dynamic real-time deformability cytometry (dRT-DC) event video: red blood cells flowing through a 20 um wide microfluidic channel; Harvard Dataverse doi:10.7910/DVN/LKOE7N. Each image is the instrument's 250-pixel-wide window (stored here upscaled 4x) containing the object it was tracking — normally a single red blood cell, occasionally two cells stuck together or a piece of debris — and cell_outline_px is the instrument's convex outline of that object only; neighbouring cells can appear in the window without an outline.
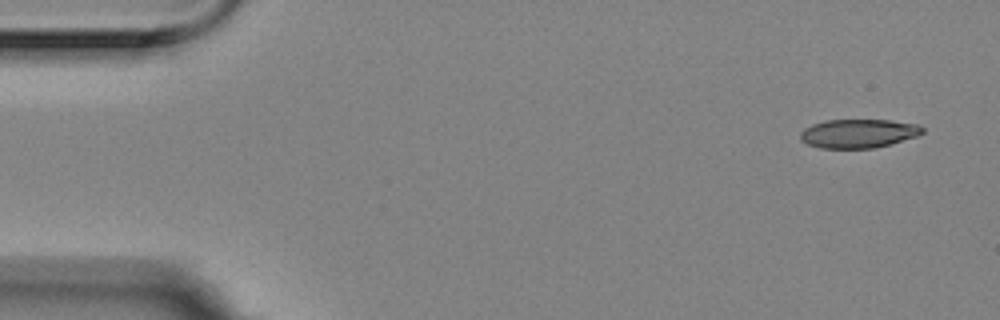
{"species": "Egyptian fruit bat (a non-hibernating species)", "species_latin": "Rousettus aegyptiacus", "temperature_condition": "room temperature", "stored_images_in_passage": 7, "camera_frame_rate_fps": 3000, "um_per_image_px": 0.085, "animal": {"sex": "female"}, "frame": {"image": 1, "passage_image": 1, "time_ms": 0.0, "image_size_px": [1000, 320], "cell_outline_px": [[924, 132], [916, 136], [888, 144], [872, 148], [820, 148], [808, 144], [800, 140], [800, 132], [804, 128], [812, 124], [824, 120], [888, 120], [916, 124], [924, 128]], "centroid_in_image_um": [72.91, 11.34], "position_along_channel_um": 12.1, "area_um2": 20.35}}
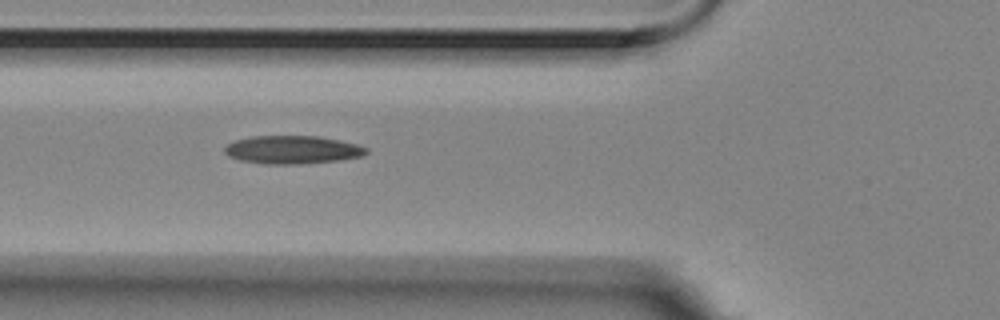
{"frame": {"image": 2, "passage_image": 6, "time_ms": 1.667, "image_size_px": [1000, 320], "cell_outline_px": [[368, 152], [360, 156], [336, 160], [300, 164], [264, 164], [240, 160], [228, 156], [224, 152], [224, 148], [228, 144], [236, 140], [252, 136], [320, 136], [340, 140], [356, 144], [368, 148]], "centroid_in_image_um": [24.83, 12.72], "position_along_channel_um": 101.0, "area_um2": 23.12}}
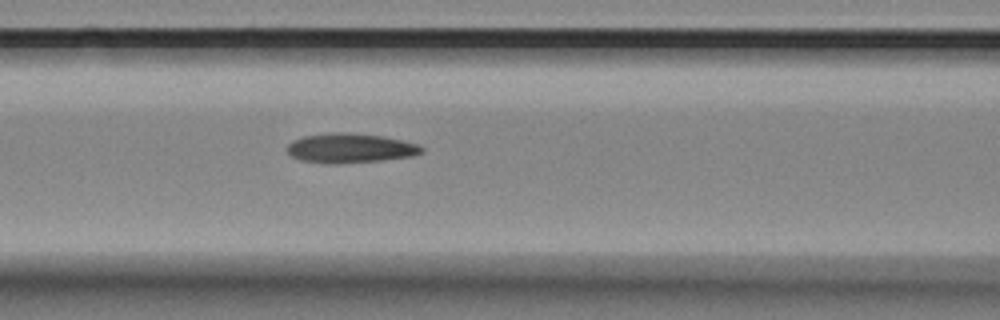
{"frame": {"image": 3, "passage_image": 7, "time_ms": 2.0, "image_size_px": [1000, 320], "cell_outline_px": [[424, 152], [412, 156], [380, 160], [336, 164], [332, 164], [300, 160], [292, 156], [288, 152], [288, 144], [292, 140], [304, 136], [328, 132], [352, 132], [384, 136], [404, 140], [420, 144], [424, 148]], "centroid_in_image_um": [29.8, 12.57], "position_along_channel_um": 136.8, "area_um2": 23.41}}